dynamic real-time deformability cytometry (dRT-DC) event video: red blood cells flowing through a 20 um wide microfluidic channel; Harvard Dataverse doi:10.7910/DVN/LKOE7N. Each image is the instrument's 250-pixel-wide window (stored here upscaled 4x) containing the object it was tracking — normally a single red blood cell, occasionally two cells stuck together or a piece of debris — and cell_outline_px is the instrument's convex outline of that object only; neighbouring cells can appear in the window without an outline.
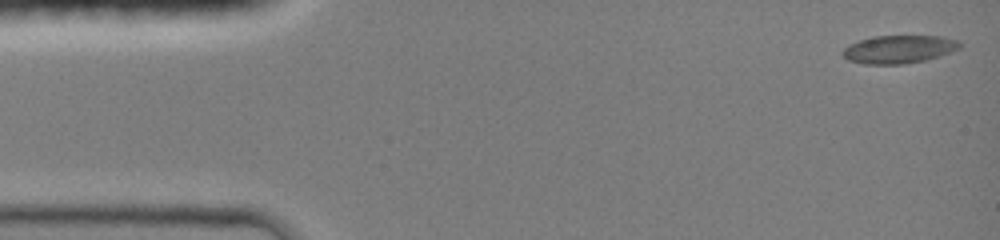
{"species": "common noctule bat (a hibernating species)", "species_latin": "Nyctalus noctula", "temperature_condition": "room temperature", "stored_images_in_passage": 45, "camera_frame_rate_fps": 3000, "um_per_image_px": 0.085, "animal": {"sex": "female", "body_mass_g": 19.0, "forearm_length_mm": 51.5}, "frame": {"image": 1, "passage_image": 1, "time_ms": 0.0, "image_size_px": [1000, 240], "cell_outline_px": [[960, 48], [924, 60], [900, 64], [864, 64], [848, 60], [840, 52], [848, 44], [860, 40], [876, 36], [944, 36], [956, 40], [960, 44]], "centroid_in_image_um": [76.34, 4.18], "position_along_channel_um": 8.7, "area_um2": 18.84}}
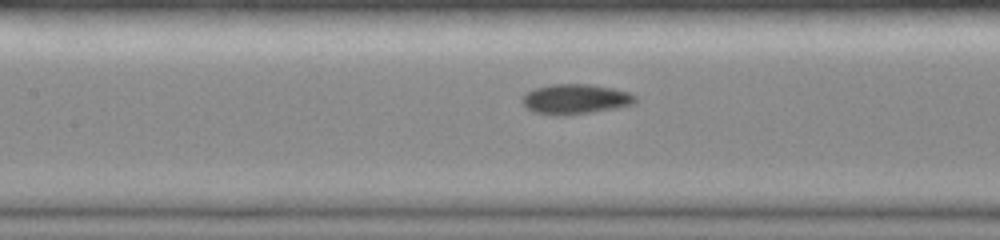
{"frame": {"image": 2, "passage_image": 20, "time_ms": 6.333, "image_size_px": [1000, 240], "cell_outline_px": [[636, 100], [632, 104], [616, 108], [588, 112], [556, 116], [536, 112], [528, 108], [520, 100], [528, 92], [536, 88], [552, 84], [592, 84], [612, 88], [628, 92], [636, 96]], "centroid_in_image_um": [48.91, 8.41], "position_along_channel_um": 158.5, "area_um2": 19.42}}
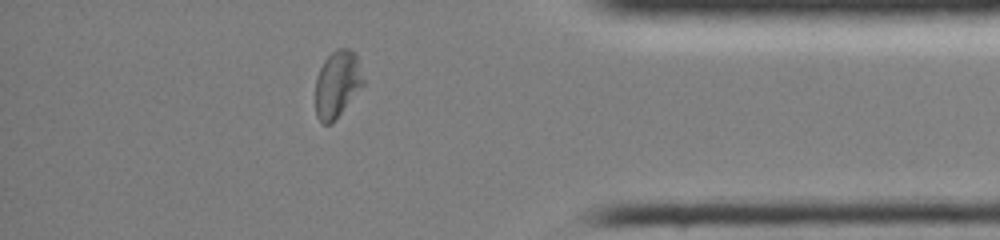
{"frame": {"image": 3, "passage_image": 39, "time_ms": 12.667, "image_size_px": [1000, 240], "cell_outline_px": [[364, 84], [332, 124], [324, 124], [316, 116], [316, 76], [324, 60], [336, 48], [348, 48], [356, 56], [364, 80]], "centroid_in_image_um": [28.65, 7.15], "position_along_channel_um": 406.5, "area_um2": 18.44}, "authors_computed_cell_mechanics": {"area_um2": 18.8428, "velocity_mm_per_s": 4.1549, "shape_relaxation_time_tau1_ms": 6.9139, "shape_relaxation_time_tau2_ms": 1.4061, "deformation_change_tau1": 0.1507, "deformation_change_tau2": 0.0341}}